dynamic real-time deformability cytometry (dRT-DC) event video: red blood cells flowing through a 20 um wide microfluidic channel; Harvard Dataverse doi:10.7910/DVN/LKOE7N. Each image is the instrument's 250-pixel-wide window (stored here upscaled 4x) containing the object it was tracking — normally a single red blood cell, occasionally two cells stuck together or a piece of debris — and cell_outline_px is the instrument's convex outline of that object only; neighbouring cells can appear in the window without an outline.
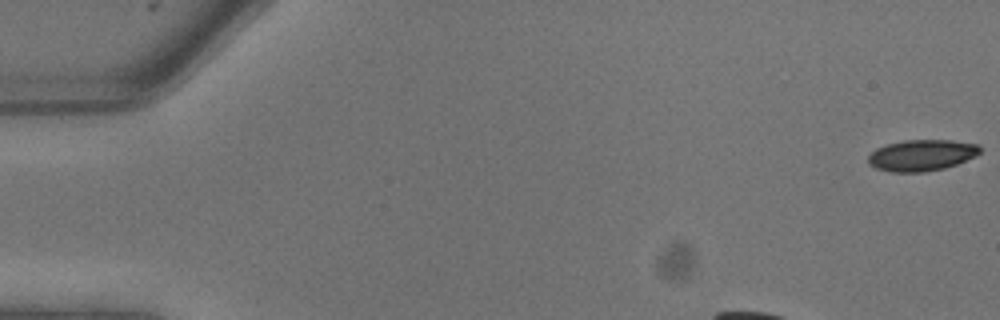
{"species": "common noctule bat (a hibernating species)", "species_latin": "Nyctalus noctula", "temperature_condition": "warm", "stored_images_in_passage": 8, "segment_of_instrument_passage": [1, 2], "camera_frame_rate_fps": 3000, "um_per_image_px": 0.085, "animal": {"sex": "male", "body_mass_g": 13.3}, "frame": {"image": 1, "passage_image": 1, "time_ms": 0.0, "image_size_px": [1000, 320], "cell_outline_px": [[980, 152], [976, 156], [956, 164], [944, 168], [924, 172], [888, 172], [876, 168], [868, 164], [868, 156], [876, 148], [888, 144], [904, 140], [952, 140], [976, 144], [980, 148]], "centroid_in_image_um": [78.32, 13.2], "position_along_channel_um": 6.7, "area_um2": 20.35}}
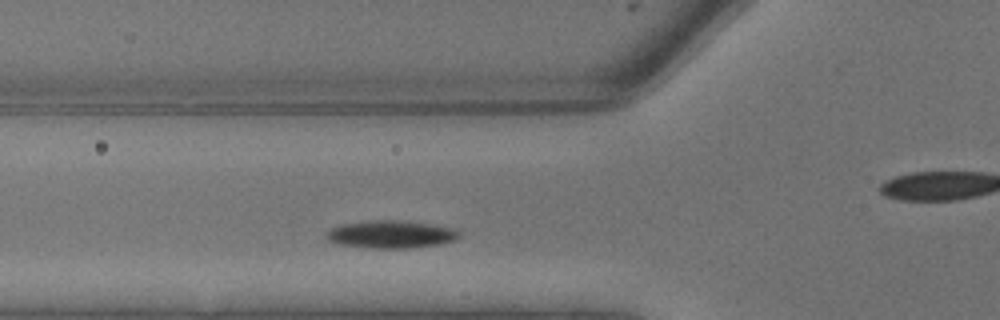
{"frame": {"image": 2, "passage_image": 7, "time_ms": 2.0, "image_size_px": [1000, 320], "cell_outline_px": [[460, 236], [456, 240], [440, 244], [412, 248], [372, 248], [340, 244], [328, 240], [324, 236], [324, 232], [340, 224], [372, 220], [400, 220], [460, 228]], "centroid_in_image_um": [33.27, 19.91], "position_along_channel_um": 92.5, "area_um2": 21.73}}